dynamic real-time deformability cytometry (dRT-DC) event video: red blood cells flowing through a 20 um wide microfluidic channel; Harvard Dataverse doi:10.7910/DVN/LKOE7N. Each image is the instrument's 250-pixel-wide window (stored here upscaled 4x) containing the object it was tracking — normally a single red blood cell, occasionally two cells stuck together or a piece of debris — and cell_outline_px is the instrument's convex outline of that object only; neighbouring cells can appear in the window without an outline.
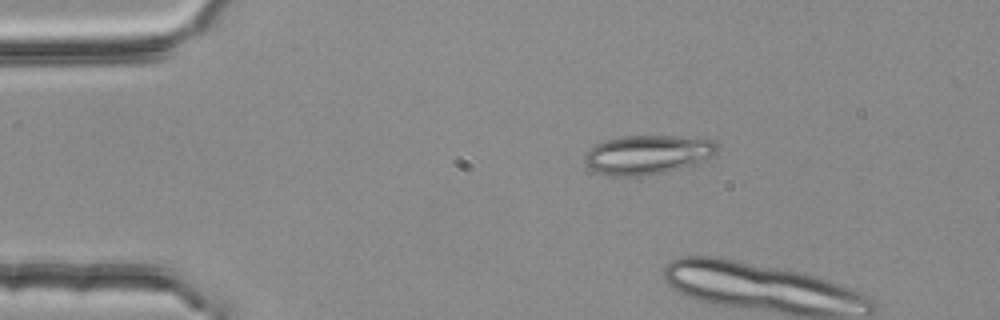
{"species": "common noctule bat (a hibernating species)", "species_latin": "Nyctalus noctula", "temperature_condition": "room temperature", "stored_images_in_passage": 5, "segment_of_instrument_passage": [2, 2], "camera_frame_rate_fps": 3000, "um_per_image_px": 0.085, "animal": {"sex": "female", "body_mass_g": 25.1}, "frame": {"image": 1, "passage_image": 5, "time_ms": 1.333, "image_size_px": [1000, 320], "cell_outline_px": [[716, 156], [696, 164], [664, 172], [640, 176], [612, 176], [596, 172], [584, 160], [584, 156], [596, 144], [608, 140], [624, 136], [672, 136], [716, 140]], "centroid_in_image_um": [55.1, 13.15], "position_along_channel_um": 29.9, "area_um2": 29.94}}